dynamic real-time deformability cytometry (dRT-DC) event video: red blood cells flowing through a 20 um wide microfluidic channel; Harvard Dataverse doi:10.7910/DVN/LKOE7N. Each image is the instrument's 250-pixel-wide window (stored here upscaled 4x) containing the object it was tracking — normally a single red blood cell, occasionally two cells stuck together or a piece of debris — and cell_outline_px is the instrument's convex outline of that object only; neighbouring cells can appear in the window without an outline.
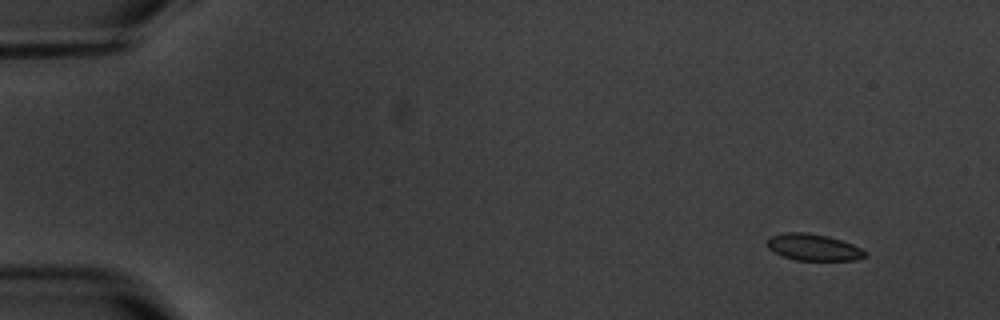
{"species": "common noctule bat (a hibernating species)", "species_latin": "Nyctalus noctula", "temperature_condition": "warm", "stored_images_in_passage": 7, "camera_frame_rate_fps": 3000, "um_per_image_px": 0.085, "animal": {"sex": "male", "body_mass_g": 20.1, "forearm_length_mm": 53.5}, "frame": {"image": 1, "passage_image": 2, "time_ms": 1.333, "image_size_px": [1000, 320], "cell_outline_px": [[868, 256], [856, 260], [796, 260], [784, 256], [768, 248], [768, 240], [772, 236], [784, 232], [804, 232], [828, 236], [852, 244], [868, 252]], "centroid_in_image_um": [69.19, 21.02], "position_along_channel_um": 15.8, "area_um2": 15.03}}